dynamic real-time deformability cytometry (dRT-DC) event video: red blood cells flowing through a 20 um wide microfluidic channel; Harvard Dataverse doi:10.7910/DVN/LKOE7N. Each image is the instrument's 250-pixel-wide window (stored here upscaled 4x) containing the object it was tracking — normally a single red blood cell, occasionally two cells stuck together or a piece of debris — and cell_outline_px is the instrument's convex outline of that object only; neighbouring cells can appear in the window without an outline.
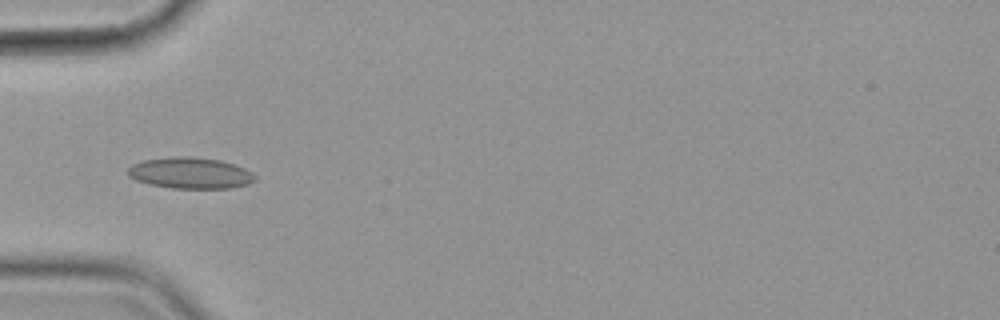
{"species": "common noctule bat (a hibernating species)", "species_latin": "Nyctalus noctula", "temperature_condition": "cold", "stored_images_in_passage": 3, "camera_frame_rate_fps": 3000, "um_per_image_px": 0.085, "animal": {"sex": "female", "body_mass_g": 19.9}, "frame": {"image": 1, "passage_image": 2, "time_ms": 1.0, "image_size_px": [1000, 320], "cell_outline_px": [[256, 180], [248, 184], [232, 188], [172, 188], [148, 184], [136, 180], [128, 176], [128, 168], [132, 164], [144, 160], [172, 156], [188, 156], [220, 160], [244, 168], [252, 172], [256, 176]], "centroid_in_image_um": [16.17, 14.71], "position_along_channel_um": 68.8, "area_um2": 23.18}}
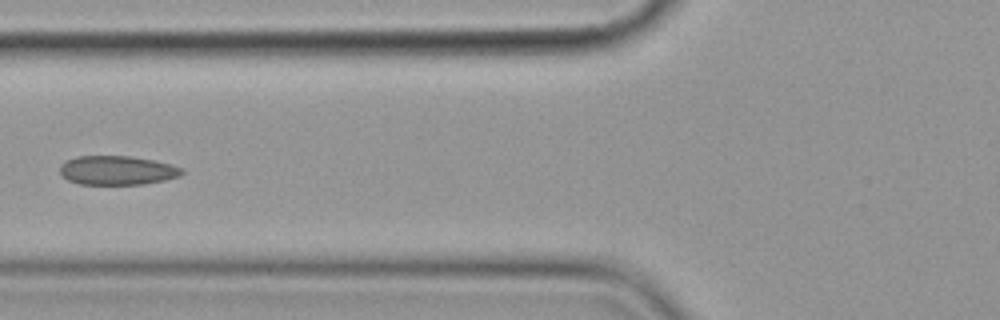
{"frame": {"image": 2, "passage_image": 3, "time_ms": 2.333, "image_size_px": [1000, 320], "cell_outline_px": [[184, 172], [180, 176], [164, 180], [144, 184], [80, 184], [68, 180], [60, 176], [60, 164], [64, 160], [76, 156], [128, 156], [152, 160], [184, 168]], "centroid_in_image_um": [9.91, 14.48], "position_along_channel_um": 115.9, "area_um2": 20.75}}